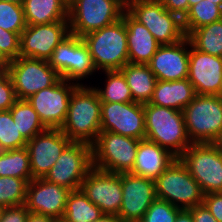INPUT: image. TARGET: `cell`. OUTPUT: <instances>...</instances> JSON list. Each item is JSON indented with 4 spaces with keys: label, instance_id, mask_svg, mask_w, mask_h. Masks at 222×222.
Segmentation results:
<instances>
[{
    "label": "cell",
    "instance_id": "6da1fadb",
    "mask_svg": "<svg viewBox=\"0 0 222 222\" xmlns=\"http://www.w3.org/2000/svg\"><path fill=\"white\" fill-rule=\"evenodd\" d=\"M60 130L72 142L95 143L101 132V100L93 87L80 85L73 91Z\"/></svg>",
    "mask_w": 222,
    "mask_h": 222
},
{
    "label": "cell",
    "instance_id": "7a4b0ae2",
    "mask_svg": "<svg viewBox=\"0 0 222 222\" xmlns=\"http://www.w3.org/2000/svg\"><path fill=\"white\" fill-rule=\"evenodd\" d=\"M145 139L157 143L179 158L192 144L187 135L183 111L144 104Z\"/></svg>",
    "mask_w": 222,
    "mask_h": 222
},
{
    "label": "cell",
    "instance_id": "3957f363",
    "mask_svg": "<svg viewBox=\"0 0 222 222\" xmlns=\"http://www.w3.org/2000/svg\"><path fill=\"white\" fill-rule=\"evenodd\" d=\"M82 38L97 70H120L129 63L127 32L123 18Z\"/></svg>",
    "mask_w": 222,
    "mask_h": 222
},
{
    "label": "cell",
    "instance_id": "277c9868",
    "mask_svg": "<svg viewBox=\"0 0 222 222\" xmlns=\"http://www.w3.org/2000/svg\"><path fill=\"white\" fill-rule=\"evenodd\" d=\"M156 197L180 209L203 204L204 193L179 158L155 180Z\"/></svg>",
    "mask_w": 222,
    "mask_h": 222
},
{
    "label": "cell",
    "instance_id": "5b68a950",
    "mask_svg": "<svg viewBox=\"0 0 222 222\" xmlns=\"http://www.w3.org/2000/svg\"><path fill=\"white\" fill-rule=\"evenodd\" d=\"M183 115L191 143H212L222 131V96L196 94Z\"/></svg>",
    "mask_w": 222,
    "mask_h": 222
},
{
    "label": "cell",
    "instance_id": "8992f818",
    "mask_svg": "<svg viewBox=\"0 0 222 222\" xmlns=\"http://www.w3.org/2000/svg\"><path fill=\"white\" fill-rule=\"evenodd\" d=\"M140 139L101 131L92 145L93 167L110 173H130Z\"/></svg>",
    "mask_w": 222,
    "mask_h": 222
},
{
    "label": "cell",
    "instance_id": "52a82bcc",
    "mask_svg": "<svg viewBox=\"0 0 222 222\" xmlns=\"http://www.w3.org/2000/svg\"><path fill=\"white\" fill-rule=\"evenodd\" d=\"M124 10L114 0H69L70 33L83 37L122 18Z\"/></svg>",
    "mask_w": 222,
    "mask_h": 222
},
{
    "label": "cell",
    "instance_id": "ba28073f",
    "mask_svg": "<svg viewBox=\"0 0 222 222\" xmlns=\"http://www.w3.org/2000/svg\"><path fill=\"white\" fill-rule=\"evenodd\" d=\"M179 159L204 195L222 192V153L212 143H192Z\"/></svg>",
    "mask_w": 222,
    "mask_h": 222
},
{
    "label": "cell",
    "instance_id": "9c48e42d",
    "mask_svg": "<svg viewBox=\"0 0 222 222\" xmlns=\"http://www.w3.org/2000/svg\"><path fill=\"white\" fill-rule=\"evenodd\" d=\"M143 24L160 45L175 44L186 37L182 19L168 11L160 0H143L127 11Z\"/></svg>",
    "mask_w": 222,
    "mask_h": 222
},
{
    "label": "cell",
    "instance_id": "30bf717a",
    "mask_svg": "<svg viewBox=\"0 0 222 222\" xmlns=\"http://www.w3.org/2000/svg\"><path fill=\"white\" fill-rule=\"evenodd\" d=\"M8 73L17 99L27 100L38 91L55 85L61 76L46 60L18 57L10 61Z\"/></svg>",
    "mask_w": 222,
    "mask_h": 222
},
{
    "label": "cell",
    "instance_id": "8fae6325",
    "mask_svg": "<svg viewBox=\"0 0 222 222\" xmlns=\"http://www.w3.org/2000/svg\"><path fill=\"white\" fill-rule=\"evenodd\" d=\"M92 168V146L83 142H71L44 179L70 190H77Z\"/></svg>",
    "mask_w": 222,
    "mask_h": 222
},
{
    "label": "cell",
    "instance_id": "7c38bea8",
    "mask_svg": "<svg viewBox=\"0 0 222 222\" xmlns=\"http://www.w3.org/2000/svg\"><path fill=\"white\" fill-rule=\"evenodd\" d=\"M78 86L61 78L55 85L38 91L27 100L46 128L61 129L67 117L70 97Z\"/></svg>",
    "mask_w": 222,
    "mask_h": 222
},
{
    "label": "cell",
    "instance_id": "4fadbf2b",
    "mask_svg": "<svg viewBox=\"0 0 222 222\" xmlns=\"http://www.w3.org/2000/svg\"><path fill=\"white\" fill-rule=\"evenodd\" d=\"M101 131L145 139L144 104L101 102Z\"/></svg>",
    "mask_w": 222,
    "mask_h": 222
},
{
    "label": "cell",
    "instance_id": "5bb4252c",
    "mask_svg": "<svg viewBox=\"0 0 222 222\" xmlns=\"http://www.w3.org/2000/svg\"><path fill=\"white\" fill-rule=\"evenodd\" d=\"M80 189L103 214L118 215L122 205V173H110L92 168Z\"/></svg>",
    "mask_w": 222,
    "mask_h": 222
},
{
    "label": "cell",
    "instance_id": "9a60e30c",
    "mask_svg": "<svg viewBox=\"0 0 222 222\" xmlns=\"http://www.w3.org/2000/svg\"><path fill=\"white\" fill-rule=\"evenodd\" d=\"M69 34V21L27 25L20 35L19 56L48 61L57 45Z\"/></svg>",
    "mask_w": 222,
    "mask_h": 222
},
{
    "label": "cell",
    "instance_id": "2e32d148",
    "mask_svg": "<svg viewBox=\"0 0 222 222\" xmlns=\"http://www.w3.org/2000/svg\"><path fill=\"white\" fill-rule=\"evenodd\" d=\"M72 141L60 129H46L27 141L32 178H44Z\"/></svg>",
    "mask_w": 222,
    "mask_h": 222
},
{
    "label": "cell",
    "instance_id": "e0dca14e",
    "mask_svg": "<svg viewBox=\"0 0 222 222\" xmlns=\"http://www.w3.org/2000/svg\"><path fill=\"white\" fill-rule=\"evenodd\" d=\"M156 198L155 180L122 173V205L118 216L124 222H139Z\"/></svg>",
    "mask_w": 222,
    "mask_h": 222
},
{
    "label": "cell",
    "instance_id": "ac0fdd59",
    "mask_svg": "<svg viewBox=\"0 0 222 222\" xmlns=\"http://www.w3.org/2000/svg\"><path fill=\"white\" fill-rule=\"evenodd\" d=\"M198 95H222V57L200 52L190 43L188 78Z\"/></svg>",
    "mask_w": 222,
    "mask_h": 222
},
{
    "label": "cell",
    "instance_id": "d6986e66",
    "mask_svg": "<svg viewBox=\"0 0 222 222\" xmlns=\"http://www.w3.org/2000/svg\"><path fill=\"white\" fill-rule=\"evenodd\" d=\"M71 191L44 178L32 179L27 186L25 205L29 212L57 219L63 217Z\"/></svg>",
    "mask_w": 222,
    "mask_h": 222
},
{
    "label": "cell",
    "instance_id": "ffe728a7",
    "mask_svg": "<svg viewBox=\"0 0 222 222\" xmlns=\"http://www.w3.org/2000/svg\"><path fill=\"white\" fill-rule=\"evenodd\" d=\"M190 40L160 45L148 63L157 80L177 81L188 78Z\"/></svg>",
    "mask_w": 222,
    "mask_h": 222
},
{
    "label": "cell",
    "instance_id": "44dd1931",
    "mask_svg": "<svg viewBox=\"0 0 222 222\" xmlns=\"http://www.w3.org/2000/svg\"><path fill=\"white\" fill-rule=\"evenodd\" d=\"M127 32L129 63L148 64L160 44L152 33L127 11L122 14Z\"/></svg>",
    "mask_w": 222,
    "mask_h": 222
},
{
    "label": "cell",
    "instance_id": "7402d4cb",
    "mask_svg": "<svg viewBox=\"0 0 222 222\" xmlns=\"http://www.w3.org/2000/svg\"><path fill=\"white\" fill-rule=\"evenodd\" d=\"M167 149L147 139L139 141L134 167L130 173L156 180L175 160Z\"/></svg>",
    "mask_w": 222,
    "mask_h": 222
},
{
    "label": "cell",
    "instance_id": "603a6c76",
    "mask_svg": "<svg viewBox=\"0 0 222 222\" xmlns=\"http://www.w3.org/2000/svg\"><path fill=\"white\" fill-rule=\"evenodd\" d=\"M195 95L194 87L187 78L177 81L157 80L149 104L183 111Z\"/></svg>",
    "mask_w": 222,
    "mask_h": 222
},
{
    "label": "cell",
    "instance_id": "cb8c5ba5",
    "mask_svg": "<svg viewBox=\"0 0 222 222\" xmlns=\"http://www.w3.org/2000/svg\"><path fill=\"white\" fill-rule=\"evenodd\" d=\"M23 9L27 25L69 21L67 0H24Z\"/></svg>",
    "mask_w": 222,
    "mask_h": 222
},
{
    "label": "cell",
    "instance_id": "d4e9b609",
    "mask_svg": "<svg viewBox=\"0 0 222 222\" xmlns=\"http://www.w3.org/2000/svg\"><path fill=\"white\" fill-rule=\"evenodd\" d=\"M120 71L126 78L133 102L149 103L157 79L148 64L127 63Z\"/></svg>",
    "mask_w": 222,
    "mask_h": 222
},
{
    "label": "cell",
    "instance_id": "484cf974",
    "mask_svg": "<svg viewBox=\"0 0 222 222\" xmlns=\"http://www.w3.org/2000/svg\"><path fill=\"white\" fill-rule=\"evenodd\" d=\"M97 68L94 65L87 44L83 38L71 34V57L69 62V82L84 85L80 80L93 75ZM79 81V82H78Z\"/></svg>",
    "mask_w": 222,
    "mask_h": 222
},
{
    "label": "cell",
    "instance_id": "4316f807",
    "mask_svg": "<svg viewBox=\"0 0 222 222\" xmlns=\"http://www.w3.org/2000/svg\"><path fill=\"white\" fill-rule=\"evenodd\" d=\"M9 111L18 131L26 141L47 129L28 100L17 99Z\"/></svg>",
    "mask_w": 222,
    "mask_h": 222
},
{
    "label": "cell",
    "instance_id": "83f0119b",
    "mask_svg": "<svg viewBox=\"0 0 222 222\" xmlns=\"http://www.w3.org/2000/svg\"><path fill=\"white\" fill-rule=\"evenodd\" d=\"M187 37L200 52L222 57V19L194 29Z\"/></svg>",
    "mask_w": 222,
    "mask_h": 222
},
{
    "label": "cell",
    "instance_id": "f1b7e54d",
    "mask_svg": "<svg viewBox=\"0 0 222 222\" xmlns=\"http://www.w3.org/2000/svg\"><path fill=\"white\" fill-rule=\"evenodd\" d=\"M6 176L24 179L28 183L33 179L26 147L0 151V177Z\"/></svg>",
    "mask_w": 222,
    "mask_h": 222
},
{
    "label": "cell",
    "instance_id": "f546056e",
    "mask_svg": "<svg viewBox=\"0 0 222 222\" xmlns=\"http://www.w3.org/2000/svg\"><path fill=\"white\" fill-rule=\"evenodd\" d=\"M102 215L101 209L93 204L81 189L70 192L63 215L66 220L69 222H93Z\"/></svg>",
    "mask_w": 222,
    "mask_h": 222
},
{
    "label": "cell",
    "instance_id": "4dcf8cb0",
    "mask_svg": "<svg viewBox=\"0 0 222 222\" xmlns=\"http://www.w3.org/2000/svg\"><path fill=\"white\" fill-rule=\"evenodd\" d=\"M222 19V8L209 0H201L189 8L182 19L183 29L188 36L194 29Z\"/></svg>",
    "mask_w": 222,
    "mask_h": 222
},
{
    "label": "cell",
    "instance_id": "1f68e13d",
    "mask_svg": "<svg viewBox=\"0 0 222 222\" xmlns=\"http://www.w3.org/2000/svg\"><path fill=\"white\" fill-rule=\"evenodd\" d=\"M106 73L105 87H93L101 102H133L131 90L120 70L101 71ZM100 88V89H99Z\"/></svg>",
    "mask_w": 222,
    "mask_h": 222
},
{
    "label": "cell",
    "instance_id": "d6a6232c",
    "mask_svg": "<svg viewBox=\"0 0 222 222\" xmlns=\"http://www.w3.org/2000/svg\"><path fill=\"white\" fill-rule=\"evenodd\" d=\"M28 182L15 177H0V206L25 204Z\"/></svg>",
    "mask_w": 222,
    "mask_h": 222
},
{
    "label": "cell",
    "instance_id": "836d02e7",
    "mask_svg": "<svg viewBox=\"0 0 222 222\" xmlns=\"http://www.w3.org/2000/svg\"><path fill=\"white\" fill-rule=\"evenodd\" d=\"M27 141L22 137L15 125L11 112L0 111V151L21 149Z\"/></svg>",
    "mask_w": 222,
    "mask_h": 222
},
{
    "label": "cell",
    "instance_id": "e575fe53",
    "mask_svg": "<svg viewBox=\"0 0 222 222\" xmlns=\"http://www.w3.org/2000/svg\"><path fill=\"white\" fill-rule=\"evenodd\" d=\"M26 26L23 5L0 1V27L2 29L21 35Z\"/></svg>",
    "mask_w": 222,
    "mask_h": 222
},
{
    "label": "cell",
    "instance_id": "d590c367",
    "mask_svg": "<svg viewBox=\"0 0 222 222\" xmlns=\"http://www.w3.org/2000/svg\"><path fill=\"white\" fill-rule=\"evenodd\" d=\"M71 57V33L54 49L49 65L56 70L62 79L69 81V62Z\"/></svg>",
    "mask_w": 222,
    "mask_h": 222
},
{
    "label": "cell",
    "instance_id": "8d00e7d4",
    "mask_svg": "<svg viewBox=\"0 0 222 222\" xmlns=\"http://www.w3.org/2000/svg\"><path fill=\"white\" fill-rule=\"evenodd\" d=\"M181 209L156 198L139 222H174Z\"/></svg>",
    "mask_w": 222,
    "mask_h": 222
},
{
    "label": "cell",
    "instance_id": "74e56055",
    "mask_svg": "<svg viewBox=\"0 0 222 222\" xmlns=\"http://www.w3.org/2000/svg\"><path fill=\"white\" fill-rule=\"evenodd\" d=\"M0 51L9 60H15L20 54V35L0 27Z\"/></svg>",
    "mask_w": 222,
    "mask_h": 222
},
{
    "label": "cell",
    "instance_id": "f35d334b",
    "mask_svg": "<svg viewBox=\"0 0 222 222\" xmlns=\"http://www.w3.org/2000/svg\"><path fill=\"white\" fill-rule=\"evenodd\" d=\"M16 100L14 85L8 71L0 72V111L10 110Z\"/></svg>",
    "mask_w": 222,
    "mask_h": 222
},
{
    "label": "cell",
    "instance_id": "ab89813d",
    "mask_svg": "<svg viewBox=\"0 0 222 222\" xmlns=\"http://www.w3.org/2000/svg\"><path fill=\"white\" fill-rule=\"evenodd\" d=\"M29 211L25 204L4 208L0 222H26Z\"/></svg>",
    "mask_w": 222,
    "mask_h": 222
},
{
    "label": "cell",
    "instance_id": "60d3db41",
    "mask_svg": "<svg viewBox=\"0 0 222 222\" xmlns=\"http://www.w3.org/2000/svg\"><path fill=\"white\" fill-rule=\"evenodd\" d=\"M203 204L218 222H222V192L204 195Z\"/></svg>",
    "mask_w": 222,
    "mask_h": 222
},
{
    "label": "cell",
    "instance_id": "b9f144b4",
    "mask_svg": "<svg viewBox=\"0 0 222 222\" xmlns=\"http://www.w3.org/2000/svg\"><path fill=\"white\" fill-rule=\"evenodd\" d=\"M160 1L168 11L178 15L181 19H183L189 11L188 0H160Z\"/></svg>",
    "mask_w": 222,
    "mask_h": 222
},
{
    "label": "cell",
    "instance_id": "7bdbcfd3",
    "mask_svg": "<svg viewBox=\"0 0 222 222\" xmlns=\"http://www.w3.org/2000/svg\"><path fill=\"white\" fill-rule=\"evenodd\" d=\"M189 210L191 211L194 222H218L204 204L194 206Z\"/></svg>",
    "mask_w": 222,
    "mask_h": 222
},
{
    "label": "cell",
    "instance_id": "ee69618b",
    "mask_svg": "<svg viewBox=\"0 0 222 222\" xmlns=\"http://www.w3.org/2000/svg\"><path fill=\"white\" fill-rule=\"evenodd\" d=\"M26 222H55V218L43 214L29 212Z\"/></svg>",
    "mask_w": 222,
    "mask_h": 222
},
{
    "label": "cell",
    "instance_id": "f6af8a7d",
    "mask_svg": "<svg viewBox=\"0 0 222 222\" xmlns=\"http://www.w3.org/2000/svg\"><path fill=\"white\" fill-rule=\"evenodd\" d=\"M174 222H194L191 211L189 209H181Z\"/></svg>",
    "mask_w": 222,
    "mask_h": 222
},
{
    "label": "cell",
    "instance_id": "bcb514c9",
    "mask_svg": "<svg viewBox=\"0 0 222 222\" xmlns=\"http://www.w3.org/2000/svg\"><path fill=\"white\" fill-rule=\"evenodd\" d=\"M124 11H128L133 5L143 0H114Z\"/></svg>",
    "mask_w": 222,
    "mask_h": 222
},
{
    "label": "cell",
    "instance_id": "7dc6e473",
    "mask_svg": "<svg viewBox=\"0 0 222 222\" xmlns=\"http://www.w3.org/2000/svg\"><path fill=\"white\" fill-rule=\"evenodd\" d=\"M93 222H124L118 215L103 214L99 219Z\"/></svg>",
    "mask_w": 222,
    "mask_h": 222
},
{
    "label": "cell",
    "instance_id": "c3c4849f",
    "mask_svg": "<svg viewBox=\"0 0 222 222\" xmlns=\"http://www.w3.org/2000/svg\"><path fill=\"white\" fill-rule=\"evenodd\" d=\"M9 64H10V61L0 51V72L7 71Z\"/></svg>",
    "mask_w": 222,
    "mask_h": 222
},
{
    "label": "cell",
    "instance_id": "681fc988",
    "mask_svg": "<svg viewBox=\"0 0 222 222\" xmlns=\"http://www.w3.org/2000/svg\"><path fill=\"white\" fill-rule=\"evenodd\" d=\"M212 144L222 153V131L218 134Z\"/></svg>",
    "mask_w": 222,
    "mask_h": 222
},
{
    "label": "cell",
    "instance_id": "f907efd6",
    "mask_svg": "<svg viewBox=\"0 0 222 222\" xmlns=\"http://www.w3.org/2000/svg\"><path fill=\"white\" fill-rule=\"evenodd\" d=\"M23 5L24 0H0Z\"/></svg>",
    "mask_w": 222,
    "mask_h": 222
},
{
    "label": "cell",
    "instance_id": "816d5d0a",
    "mask_svg": "<svg viewBox=\"0 0 222 222\" xmlns=\"http://www.w3.org/2000/svg\"><path fill=\"white\" fill-rule=\"evenodd\" d=\"M201 0H188L189 3V8L195 4H197L198 2H200Z\"/></svg>",
    "mask_w": 222,
    "mask_h": 222
},
{
    "label": "cell",
    "instance_id": "f5cc1de1",
    "mask_svg": "<svg viewBox=\"0 0 222 222\" xmlns=\"http://www.w3.org/2000/svg\"><path fill=\"white\" fill-rule=\"evenodd\" d=\"M209 1H211L212 3L216 5H219L222 8V0H209Z\"/></svg>",
    "mask_w": 222,
    "mask_h": 222
},
{
    "label": "cell",
    "instance_id": "db71d44e",
    "mask_svg": "<svg viewBox=\"0 0 222 222\" xmlns=\"http://www.w3.org/2000/svg\"><path fill=\"white\" fill-rule=\"evenodd\" d=\"M55 222H69L68 220H66L64 217H60L55 219Z\"/></svg>",
    "mask_w": 222,
    "mask_h": 222
},
{
    "label": "cell",
    "instance_id": "11a10c76",
    "mask_svg": "<svg viewBox=\"0 0 222 222\" xmlns=\"http://www.w3.org/2000/svg\"><path fill=\"white\" fill-rule=\"evenodd\" d=\"M3 210H4V207L0 206V221H1V216H2Z\"/></svg>",
    "mask_w": 222,
    "mask_h": 222
}]
</instances>
